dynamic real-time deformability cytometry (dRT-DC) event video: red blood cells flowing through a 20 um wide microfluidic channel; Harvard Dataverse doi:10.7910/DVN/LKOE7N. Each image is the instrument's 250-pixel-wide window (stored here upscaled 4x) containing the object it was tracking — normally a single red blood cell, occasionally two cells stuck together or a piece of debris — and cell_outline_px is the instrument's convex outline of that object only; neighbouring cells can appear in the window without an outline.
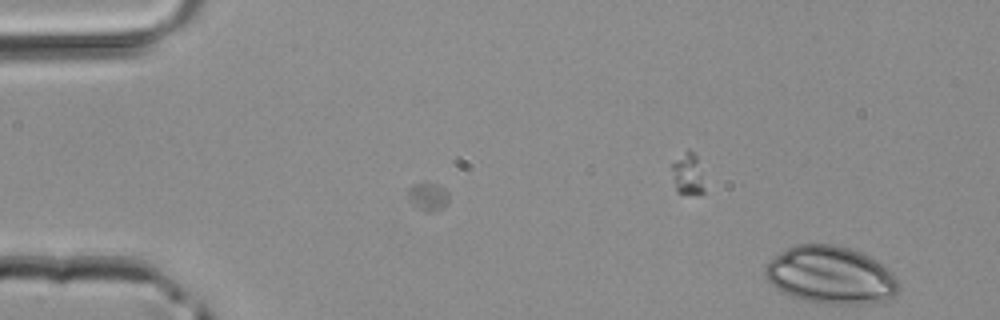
{"species": "common noctule bat (a hibernating species)", "species_latin": "Nyctalus noctula", "temperature_condition": "room temperature", "stored_images_in_passage": 5, "camera_frame_rate_fps": 3000, "um_per_image_px": 0.085, "animal": {"sex": "male", "body_mass_g": 20.4}, "frame": {"image": 1, "passage_image": 5, "time_ms": 1.333, "image_size_px": [1000, 320], "cell_outline_px": [[900, 288], [892, 296], [884, 300], [868, 304], [832, 304], [804, 300], [792, 296], [776, 288], [764, 276], [764, 264], [768, 260], [780, 252], [796, 244], [836, 244], [860, 252], [876, 260], [896, 276], [900, 284]], "centroid_in_image_um": [70.59, 23.38], "position_along_channel_um": 14.4, "area_um2": 44.85}}